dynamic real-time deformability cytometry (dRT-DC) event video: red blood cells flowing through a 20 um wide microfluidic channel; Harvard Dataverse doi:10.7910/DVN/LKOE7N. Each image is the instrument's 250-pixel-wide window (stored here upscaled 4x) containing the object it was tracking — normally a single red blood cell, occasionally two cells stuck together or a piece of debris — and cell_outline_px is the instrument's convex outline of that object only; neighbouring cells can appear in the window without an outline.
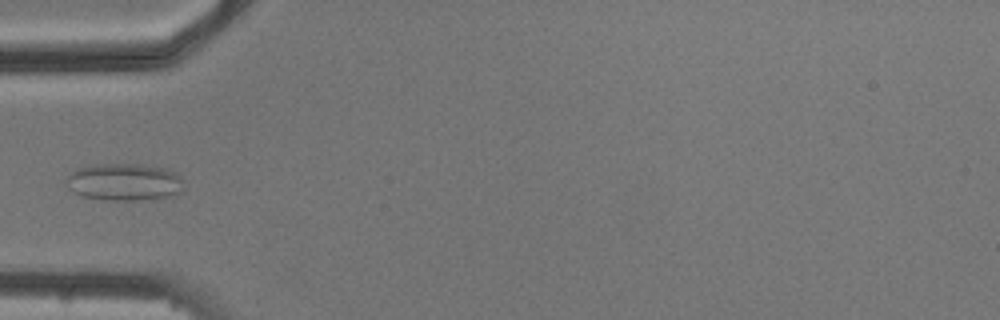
{"species": "common noctule bat (a hibernating species)", "species_latin": "Nyctalus noctula", "temperature_condition": "cold", "stored_images_in_passage": 6, "camera_frame_rate_fps": 3000, "um_per_image_px": 0.085, "animal": {"sex": "male", "body_mass_g": 20.5, "forearm_length_mm": 52.5}, "frame": {"image": 1, "passage_image": 6, "time_ms": 5.667, "image_size_px": [1000, 320], "cell_outline_px": [[180, 192], [168, 196], [132, 200], [104, 200], [80, 196], [68, 188], [68, 176], [76, 168], [92, 164], [136, 164], [168, 168], [180, 176]], "centroid_in_image_um": [10.5, 15.46], "position_along_channel_um": 74.5, "area_um2": 25.2}}